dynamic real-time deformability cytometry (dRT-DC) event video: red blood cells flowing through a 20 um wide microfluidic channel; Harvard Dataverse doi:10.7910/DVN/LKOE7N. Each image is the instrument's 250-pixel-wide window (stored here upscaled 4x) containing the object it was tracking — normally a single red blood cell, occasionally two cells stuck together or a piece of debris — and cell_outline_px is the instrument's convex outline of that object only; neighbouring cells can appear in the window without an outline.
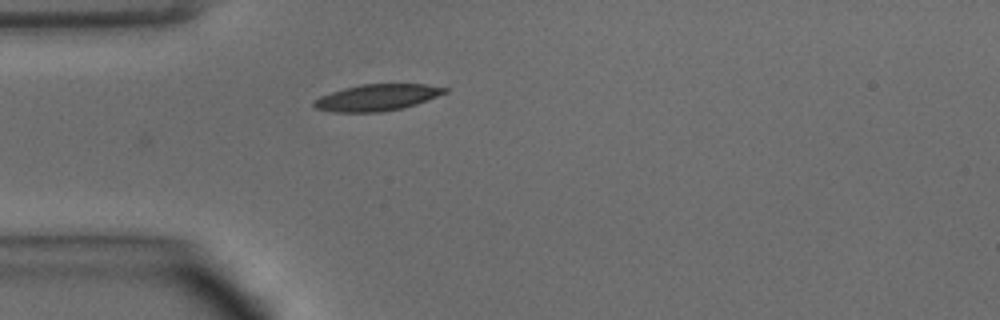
{"species": "common noctule bat (a hibernating species)", "species_latin": "Nyctalus noctula", "temperature_condition": "warm", "stored_images_in_passage": 37, "camera_frame_rate_fps": 3000, "um_per_image_px": 0.085, "animal": {"sex": "male", "body_mass_g": 15.6}, "frame": {"image": 1, "passage_image": 1, "time_ms": 0.0, "image_size_px": [1000, 320], "cell_outline_px": [[448, 92], [428, 100], [404, 108], [380, 112], [332, 112], [316, 108], [312, 104], [312, 100], [320, 96], [344, 88], [360, 84], [428, 84], [448, 88]], "centroid_in_image_um": [32.06, 8.29], "position_along_channel_um": 52.9, "area_um2": 20.35}}
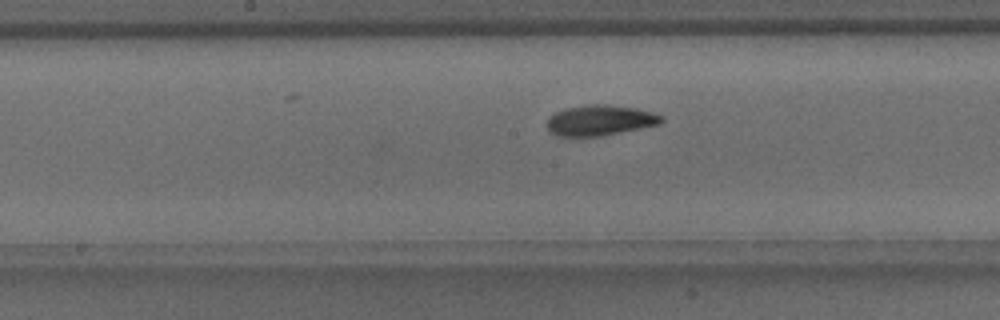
{"frame": {"image": 2, "passage_image": 12, "time_ms": 3.667, "image_size_px": [1000, 320], "cell_outline_px": [[664, 120], [660, 124], [600, 136], [560, 136], [552, 132], [548, 128], [548, 120], [556, 112], [568, 108], [588, 104], [608, 104], [636, 108], [652, 112], [664, 116]], "centroid_in_image_um": [51.06, 10.21], "position_along_channel_um": 197.1, "area_um2": 20.06}}
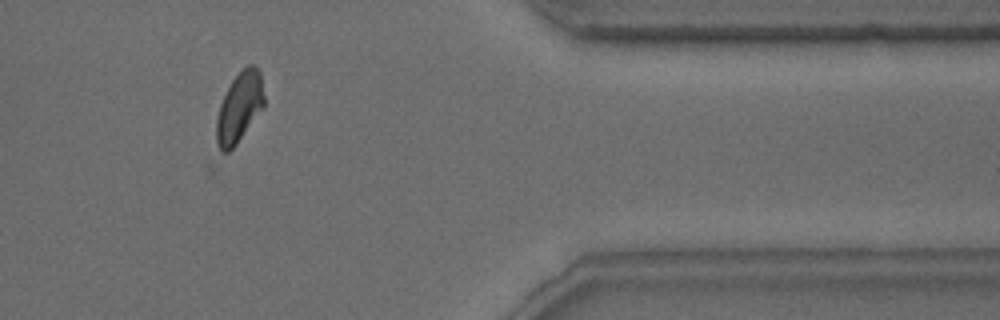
{"frame": {"image": 3, "passage_image": 28, "time_ms": 9.0, "image_size_px": [1000, 320], "cell_outline_px": [[264, 108], [236, 144], [228, 152], [220, 156], [216, 140], [216, 120], [220, 104], [232, 80], [248, 64], [252, 64], [260, 72], [264, 96]], "centroid_in_image_um": [20.33, 9.19], "position_along_channel_um": 391.1, "area_um2": 19.48}}